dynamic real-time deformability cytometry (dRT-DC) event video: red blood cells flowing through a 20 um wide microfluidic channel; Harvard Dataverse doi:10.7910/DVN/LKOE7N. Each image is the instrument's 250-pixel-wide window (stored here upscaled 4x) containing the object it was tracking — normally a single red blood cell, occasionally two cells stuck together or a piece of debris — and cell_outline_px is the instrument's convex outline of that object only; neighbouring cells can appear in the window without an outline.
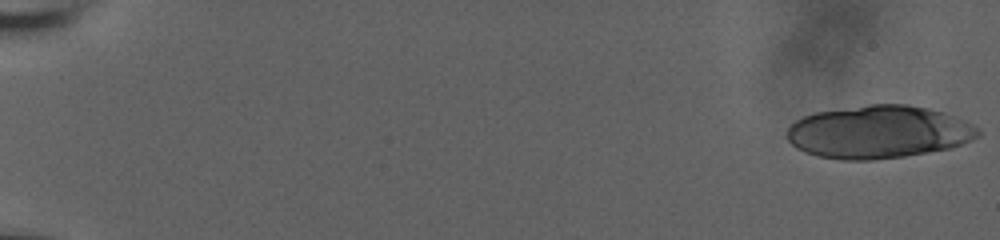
{"species": "human", "species_latin": "Homo sapiens", "temperature_condition": "room temperature", "stored_images_in_passage": 23, "camera_frame_rate_fps": 3000, "um_per_image_px": 0.085, "donor": {"sex": "male"}, "frame": {"image": 1, "passage_image": 1, "time_ms": 0.0, "image_size_px": [1000, 240], "cell_outline_px": [[980, 136], [952, 148], [904, 156], [872, 160], [840, 160], [816, 156], [804, 152], [796, 148], [784, 136], [788, 128], [796, 120], [804, 116], [816, 112], [868, 104], [908, 104], [928, 108], [944, 112], [972, 124], [980, 132]], "centroid_in_image_um": [74.65, 11.22], "position_along_channel_um": 10.3, "area_um2": 59.07}}
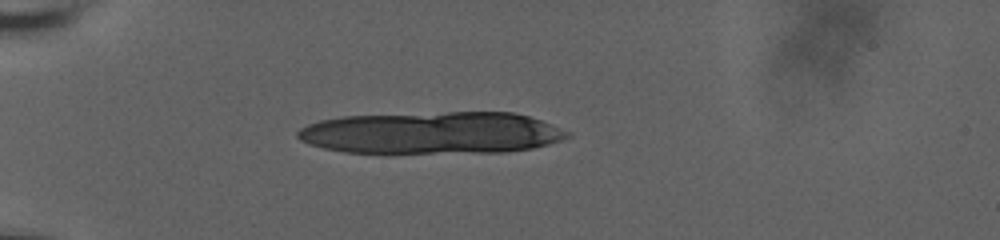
{"frame": {"image": 2, "passage_image": 18, "time_ms": 5.667, "image_size_px": [1000, 240], "cell_outline_px": [[572, 136], [564, 140], [532, 148], [508, 152], [344, 152], [324, 148], [308, 144], [300, 140], [296, 136], [296, 132], [300, 128], [308, 124], [320, 120], [344, 116], [448, 112], [512, 112], [528, 116], [552, 124], [572, 132]], "centroid_in_image_um": [36.75, 11.29], "position_along_channel_um": 48.3, "area_um2": 66.12}}